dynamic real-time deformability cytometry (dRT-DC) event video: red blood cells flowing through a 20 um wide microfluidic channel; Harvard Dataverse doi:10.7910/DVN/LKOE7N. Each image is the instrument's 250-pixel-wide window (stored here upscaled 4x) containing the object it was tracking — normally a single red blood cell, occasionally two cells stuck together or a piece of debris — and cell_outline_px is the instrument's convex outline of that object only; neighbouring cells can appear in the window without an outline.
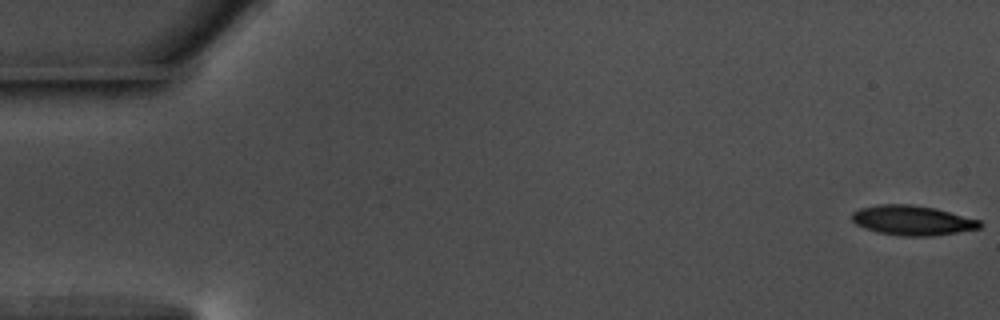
{"species": "common noctule bat (a hibernating species)", "species_latin": "Nyctalus noctula", "temperature_condition": "warm", "stored_images_in_passage": 38, "camera_frame_rate_fps": 3000, "um_per_image_px": 0.085, "animal": {"sex": "male", "body_mass_g": 17.5, "forearm_length_mm": 52.3}, "frame": {"image": 1, "passage_image": 1, "time_ms": 0.0, "image_size_px": [1000, 320], "cell_outline_px": [[984, 224], [980, 228], [956, 232], [928, 236], [904, 236], [876, 232], [864, 228], [856, 224], [852, 220], [852, 212], [860, 208], [876, 204], [912, 204], [936, 208], [980, 220]], "centroid_in_image_um": [77.54, 18.72], "position_along_channel_um": 7.5, "area_um2": 22.25}}
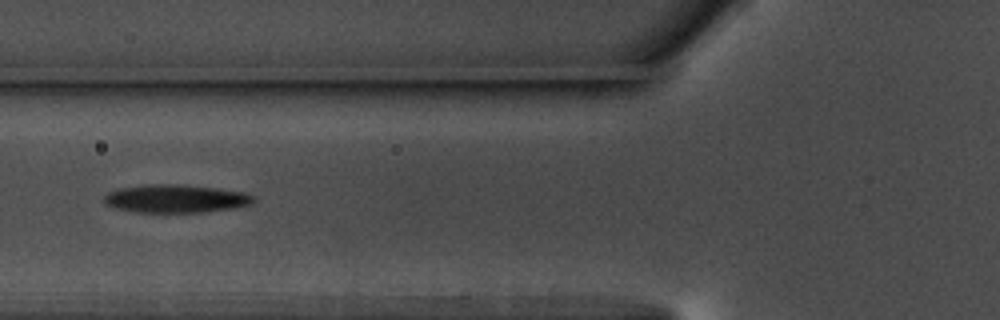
{"frame": {"image": 2, "passage_image": 22, "time_ms": 7.0, "image_size_px": [1000, 320], "cell_outline_px": [[256, 200], [252, 204], [236, 208], [204, 212], [132, 212], [116, 208], [104, 204], [104, 196], [108, 192], [120, 188], [152, 184], [176, 184], [216, 188], [244, 192], [252, 196]], "centroid_in_image_um": [14.94, 16.89], "position_along_channel_um": 110.9, "area_um2": 24.51}}
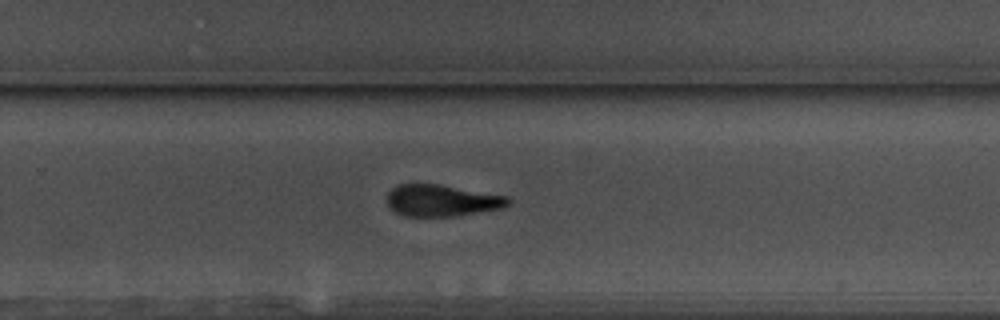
{"frame": {"image": 3, "passage_image": 37, "time_ms": 12.0, "image_size_px": [1000, 320], "cell_outline_px": [[512, 200], [504, 208], [456, 216], [404, 216], [388, 208], [388, 192], [392, 188], [400, 184], [440, 184], [508, 196]], "centroid_in_image_um": [37.57, 17.04], "position_along_channel_um": 292.2, "area_um2": 22.48}}